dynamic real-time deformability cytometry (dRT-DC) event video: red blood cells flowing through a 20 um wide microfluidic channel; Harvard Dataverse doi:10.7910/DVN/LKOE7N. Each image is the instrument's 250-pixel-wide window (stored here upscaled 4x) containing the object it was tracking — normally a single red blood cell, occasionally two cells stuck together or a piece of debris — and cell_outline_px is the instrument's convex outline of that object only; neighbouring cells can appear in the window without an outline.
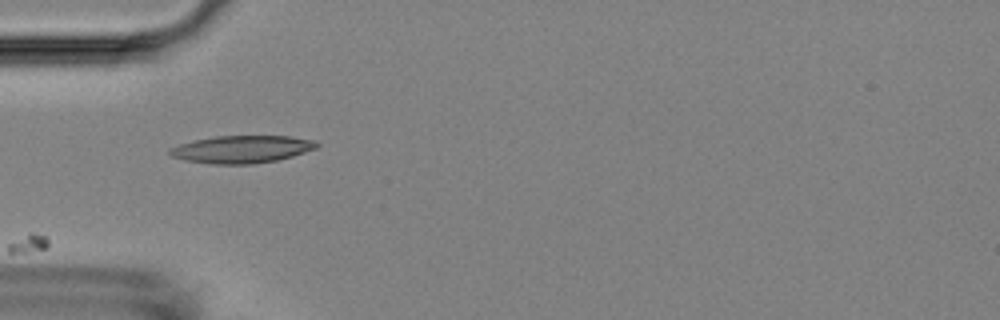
{"species": "Egyptian fruit bat (a non-hibernating species)", "species_latin": "Rousettus aegyptiacus", "temperature_condition": "room temperature", "stored_images_in_passage": 13, "camera_frame_rate_fps": 3000, "um_per_image_px": 0.085, "animal": {"sex": "female"}, "frame": {"image": 1, "passage_image": 1, "time_ms": 0.0, "image_size_px": [1000, 320], "cell_outline_px": [[320, 144], [316, 148], [292, 156], [276, 160], [252, 164], [212, 164], [184, 160], [172, 156], [168, 152], [168, 148], [192, 140], [216, 136], [292, 136], [316, 140]], "centroid_in_image_um": [20.54, 12.68], "position_along_channel_um": 64.5, "area_um2": 23.64}}